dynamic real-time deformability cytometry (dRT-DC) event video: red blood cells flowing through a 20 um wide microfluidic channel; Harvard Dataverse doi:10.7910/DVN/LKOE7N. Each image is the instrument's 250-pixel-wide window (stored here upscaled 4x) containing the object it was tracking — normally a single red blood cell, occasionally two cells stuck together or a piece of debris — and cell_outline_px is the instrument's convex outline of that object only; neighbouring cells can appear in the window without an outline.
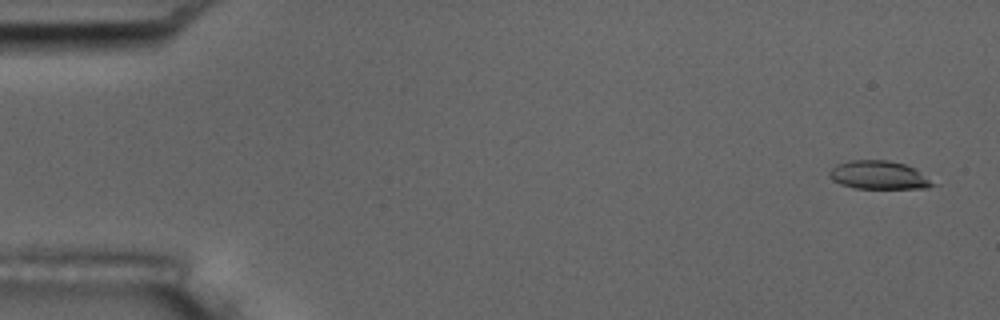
{"species": "common noctule bat (a hibernating species)", "species_latin": "Nyctalus noctula", "temperature_condition": "room temperature", "stored_images_in_passage": 55, "camera_frame_rate_fps": 3000, "um_per_image_px": 0.085, "animal": {"sex": "male", "body_mass_g": 17.5, "forearm_length_mm": 52.3}, "frame": {"image": 1, "passage_image": 3, "time_ms": 0.667, "image_size_px": [1000, 320], "cell_outline_px": [[940, 184], [928, 188], [856, 188], [840, 184], [832, 180], [828, 176], [828, 172], [836, 164], [848, 160], [888, 160], [904, 164], [916, 168]], "centroid_in_image_um": [74.75, 14.88], "position_along_channel_um": 10.3, "area_um2": 17.46}}
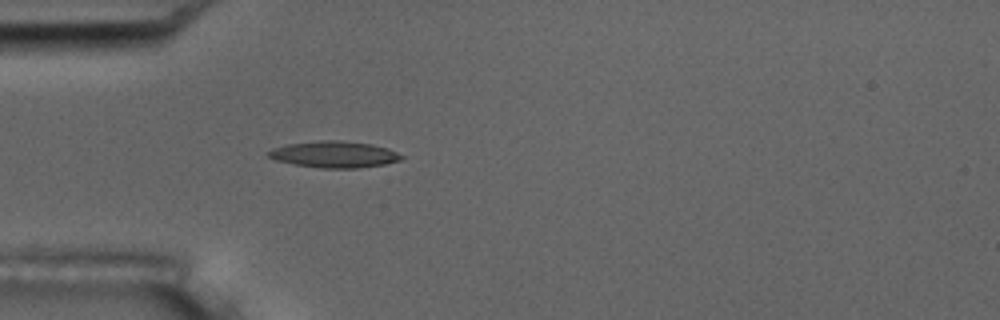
{"frame": {"image": 2, "passage_image": 17, "time_ms": 5.333, "image_size_px": [1000, 320], "cell_outline_px": [[404, 156], [400, 160], [384, 164], [356, 168], [320, 168], [296, 164], [276, 160], [268, 156], [268, 152], [272, 148], [288, 144], [320, 140], [336, 140], [372, 144], [388, 148]], "centroid_in_image_um": [28.42, 13.12], "position_along_channel_um": 56.6, "area_um2": 20.29}}
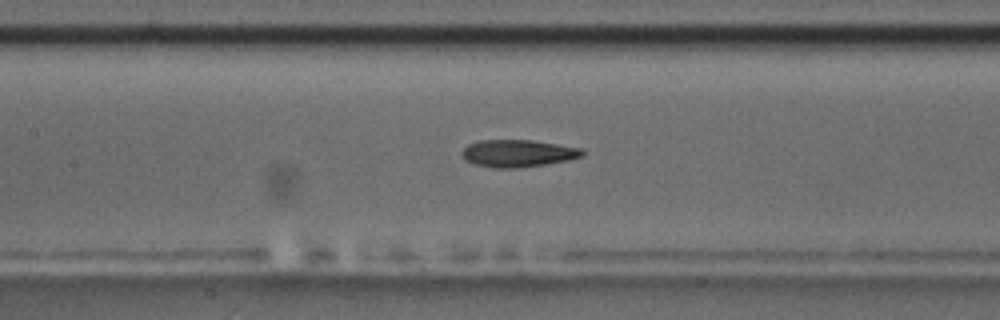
{"frame": {"image": 3, "passage_image": 26, "time_ms": 8.333, "image_size_px": [1000, 320], "cell_outline_px": [[584, 156], [568, 160], [520, 168], [496, 168], [476, 164], [464, 160], [460, 156], [460, 152], [468, 144], [480, 140], [532, 140], [580, 148], [584, 152]], "centroid_in_image_um": [43.98, 13.03], "position_along_channel_um": 163.4, "area_um2": 19.13}, "authors_computed_cell_mechanics": {"area_um2": 19.1896, "velocity_mm_per_s": 3.7264, "shape_relaxation_time_tau1_ms": 7.3176, "shape_relaxation_time_tau2_ms": 4.1658, "deformation_change_tau1": 0.2244, "deformation_change_tau2": 0.1434}}